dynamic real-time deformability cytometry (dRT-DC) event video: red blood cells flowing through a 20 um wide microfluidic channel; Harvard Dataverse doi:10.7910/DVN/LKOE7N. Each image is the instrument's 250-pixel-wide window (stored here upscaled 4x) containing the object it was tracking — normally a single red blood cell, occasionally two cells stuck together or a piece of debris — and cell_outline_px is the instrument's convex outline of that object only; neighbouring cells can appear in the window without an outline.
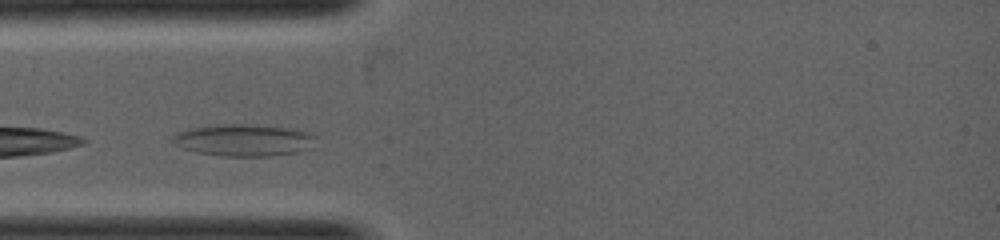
{"species": "common noctule bat (a hibernating species)", "species_latin": "Nyctalus noctula", "temperature_condition": "warm", "stored_images_in_passage": 2, "camera_frame_rate_fps": 5000, "um_per_image_px": 0.085, "animal": {"sex": "female", "body_mass_g": 19.0, "forearm_length_mm": 53.3}, "frame": {"image": 1, "passage_image": 1, "time_ms": 0.0, "image_size_px": [1000, 240], "cell_outline_px": [[316, 136], [312, 148], [300, 152], [268, 156], [220, 156], [200, 152], [184, 148], [172, 144], [172, 136], [176, 132], [192, 128], [216, 124], [256, 124], [296, 128], [312, 132]], "centroid_in_image_um": [20.79, 11.89], "position_along_channel_um": 64.2, "area_um2": 27.17}}